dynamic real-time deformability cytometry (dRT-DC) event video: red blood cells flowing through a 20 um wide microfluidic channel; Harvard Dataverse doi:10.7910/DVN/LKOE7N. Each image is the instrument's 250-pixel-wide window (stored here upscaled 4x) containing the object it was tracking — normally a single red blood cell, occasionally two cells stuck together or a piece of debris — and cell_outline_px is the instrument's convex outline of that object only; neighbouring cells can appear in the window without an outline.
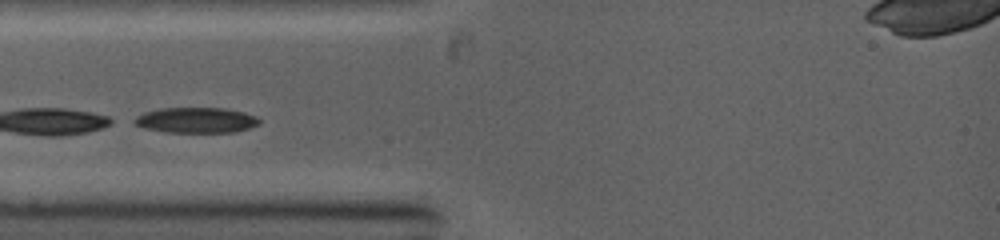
{"species": "common noctule bat (a hibernating species)", "species_latin": "Nyctalus noctula", "temperature_condition": "warm", "stored_images_in_passage": 18, "camera_frame_rate_fps": 5000, "um_per_image_px": 0.085, "animal": {"sex": "female", "body_mass_g": 19.0, "forearm_length_mm": 53.3}, "frame": {"image": 1, "passage_image": 4, "time_ms": 0.4, "image_size_px": [1000, 240], "cell_outline_px": [[260, 124], [236, 132], [168, 132], [144, 128], [128, 120], [144, 112], [160, 108], [224, 108], [244, 112], [256, 116], [260, 120]], "centroid_in_image_um": [16.64, 10.21], "position_along_channel_um": 68.4, "area_um2": 18.67}}
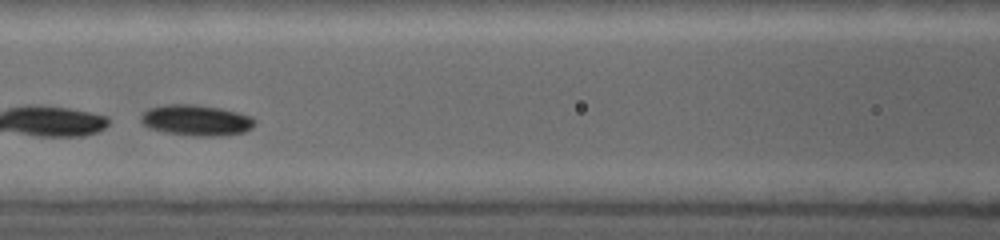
{"frame": {"image": 2, "passage_image": 17, "time_ms": 2.2, "image_size_px": [1000, 240], "cell_outline_px": [[256, 124], [252, 128], [244, 132], [220, 136], [196, 136], [164, 132], [148, 128], [140, 120], [140, 116], [148, 108], [164, 104], [196, 104], [220, 108], [252, 116], [256, 120]], "centroid_in_image_um": [16.68, 10.22], "position_along_channel_um": 149.9, "area_um2": 20.69}}